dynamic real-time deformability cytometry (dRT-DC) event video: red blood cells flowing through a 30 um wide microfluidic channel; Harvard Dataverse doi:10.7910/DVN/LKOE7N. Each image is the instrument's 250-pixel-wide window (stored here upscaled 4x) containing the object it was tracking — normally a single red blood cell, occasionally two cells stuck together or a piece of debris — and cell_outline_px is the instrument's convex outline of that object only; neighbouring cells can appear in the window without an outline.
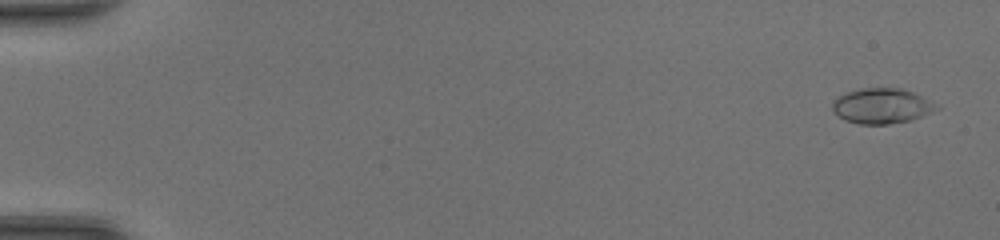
{"species": "common noctule bat (a hibernating species)", "species_latin": "Nyctalus noctula", "temperature_condition": "room temperature", "stored_images_in_passage": 48, "camera_frame_rate_fps": 3000, "um_per_image_px": 0.085, "animal": {"sex": "female", "body_mass_g": 20.0, "forearm_length_mm": 54.0}, "frame": {"image": 1, "passage_image": 2, "time_ms": 0.333, "image_size_px": [1000, 240], "cell_outline_px": [[940, 108], [932, 112], [912, 120], [888, 124], [860, 124], [844, 120], [832, 108], [832, 100], [836, 96], [844, 92], [860, 88], [900, 88], [916, 92], [940, 104]], "centroid_in_image_um": [74.99, 8.98], "position_along_channel_um": 10.0, "area_um2": 21.85}}
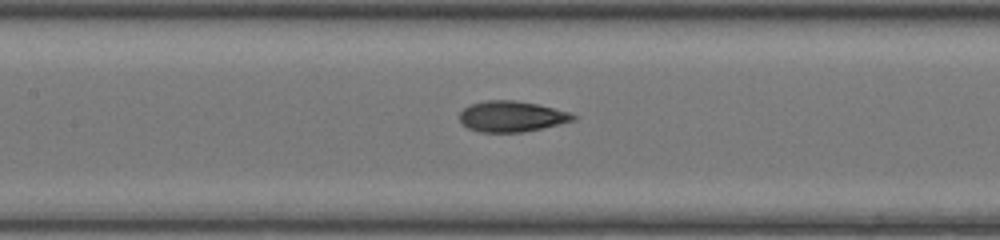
{"frame": {"image": 2, "passage_image": 24, "time_ms": 7.667, "image_size_px": [1000, 240], "cell_outline_px": [[580, 116], [576, 120], [540, 128], [520, 132], [480, 132], [468, 128], [460, 120], [460, 112], [464, 108], [472, 104], [484, 100], [516, 100], [536, 104], [568, 112]], "centroid_in_image_um": [43.49, 9.89], "position_along_channel_um": 163.9, "area_um2": 20.17}}
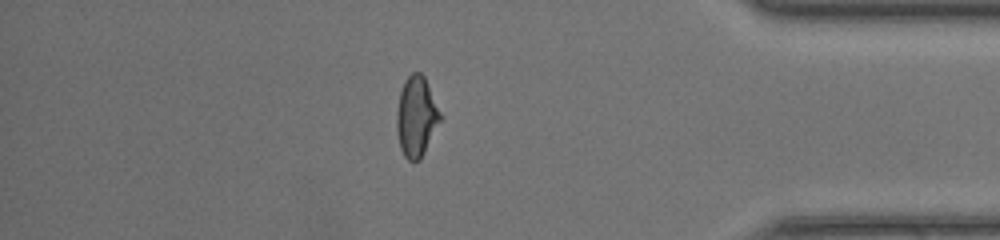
{"frame": {"image": 3, "passage_image": 42, "time_ms": 13.667, "image_size_px": [1000, 240], "cell_outline_px": [[444, 116], [420, 160], [408, 160], [404, 156], [400, 148], [396, 132], [396, 112], [400, 92], [404, 80], [412, 72], [420, 72], [424, 76]], "centroid_in_image_um": [35.41, 9.9], "position_along_channel_um": 399.8, "area_um2": 20.81}, "authors_computed_cell_mechanics": {"area_um2": 20.519, "velocity_mm_per_s": 4.399, "shape_relaxation_time_tau1_ms": null, "shape_relaxation_time_tau2_ms": 0.8746, "deformation_change_tau1": null, "deformation_change_tau2": 0.0593}}